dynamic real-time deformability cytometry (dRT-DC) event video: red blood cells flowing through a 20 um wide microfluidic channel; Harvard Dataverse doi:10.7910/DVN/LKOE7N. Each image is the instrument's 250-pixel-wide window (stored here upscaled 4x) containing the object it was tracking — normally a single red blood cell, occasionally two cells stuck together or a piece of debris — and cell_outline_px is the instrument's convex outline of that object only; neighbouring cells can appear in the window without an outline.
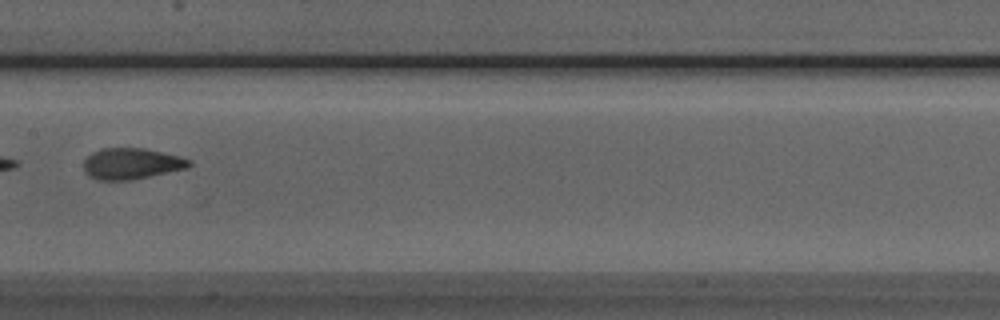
{"species": "Egyptian fruit bat (a non-hibernating species)", "species_latin": "Rousettus aegyptiacus", "temperature_condition": "room temperature", "stored_images_in_passage": 6, "camera_frame_rate_fps": 3000, "um_per_image_px": 0.085, "animal": {"sex": "male"}, "frame": {"image": 1, "passage_image": 6, "time_ms": 6.667, "image_size_px": [1000, 320], "cell_outline_px": [[192, 164], [188, 168], [132, 180], [96, 180], [88, 176], [84, 172], [84, 160], [92, 152], [100, 148], [144, 148], [180, 156], [192, 160]], "centroid_in_image_um": [11.17, 13.91], "position_along_channel_um": 196.2, "area_um2": 19.36}}